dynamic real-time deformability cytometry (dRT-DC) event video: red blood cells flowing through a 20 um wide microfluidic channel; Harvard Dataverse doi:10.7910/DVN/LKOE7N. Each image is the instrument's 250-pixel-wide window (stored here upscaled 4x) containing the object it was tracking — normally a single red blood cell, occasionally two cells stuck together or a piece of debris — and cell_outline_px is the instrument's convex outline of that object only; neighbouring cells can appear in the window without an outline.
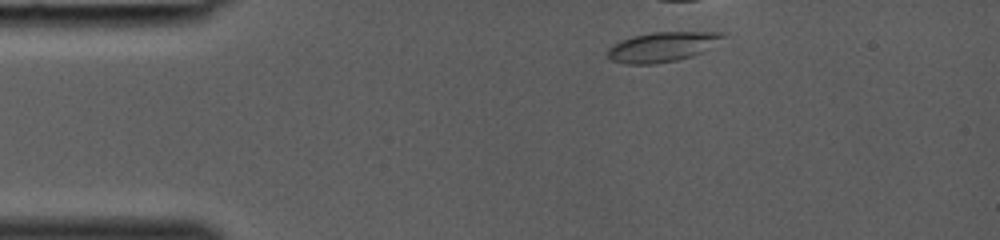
{"species": "common noctule bat (a hibernating species)", "species_latin": "Nyctalus noctula", "temperature_condition": "room temperature", "stored_images_in_passage": 12, "camera_frame_rate_fps": 3000, "um_per_image_px": 0.085, "animal": {"sex": "female", "body_mass_g": 19.0, "forearm_length_mm": 53.3}, "frame": {"image": 1, "passage_image": 1, "time_ms": 0.0, "image_size_px": [1000, 240], "cell_outline_px": [[724, 36], [700, 52], [692, 56], [676, 60], [652, 64], [624, 64], [612, 60], [608, 56], [608, 48], [612, 44], [620, 40], [632, 36], [652, 32], [724, 32]], "centroid_in_image_um": [56.19, 3.98], "position_along_channel_um": 28.8, "area_um2": 19.59}}